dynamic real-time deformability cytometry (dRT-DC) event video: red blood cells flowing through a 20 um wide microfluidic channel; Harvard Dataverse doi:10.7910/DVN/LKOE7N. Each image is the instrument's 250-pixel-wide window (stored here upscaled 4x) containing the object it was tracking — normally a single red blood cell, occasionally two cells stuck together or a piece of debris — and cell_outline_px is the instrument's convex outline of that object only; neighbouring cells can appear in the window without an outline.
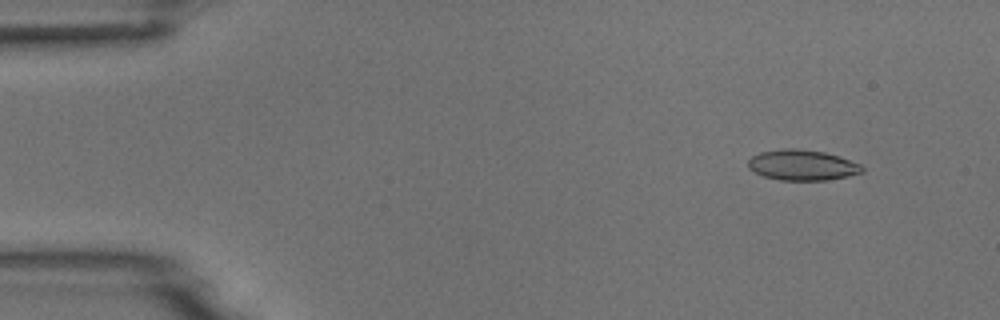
{"species": "common noctule bat (a hibernating species)", "species_latin": "Nyctalus noctula", "temperature_condition": "room temperature", "stored_images_in_passage": 6, "camera_frame_rate_fps": 3000, "um_per_image_px": 0.085, "animal": {"sex": "male", "body_mass_g": 18.8}, "frame": {"image": 1, "passage_image": 2, "time_ms": 1.0, "image_size_px": [1000, 320], "cell_outline_px": [[864, 172], [848, 176], [828, 180], [780, 180], [764, 176], [748, 168], [748, 160], [752, 156], [760, 152], [784, 148], [796, 148], [824, 152], [860, 164], [864, 168]], "centroid_in_image_um": [68.18, 14.03], "position_along_channel_um": 16.8, "area_um2": 20.17}}
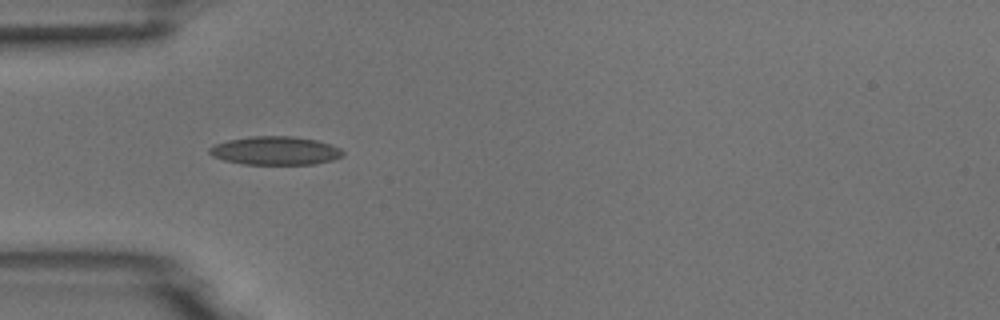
{"frame": {"image": 2, "passage_image": 5, "time_ms": 4.667, "image_size_px": [1000, 320], "cell_outline_px": [[344, 156], [332, 160], [312, 164], [244, 164], [224, 160], [212, 156], [208, 152], [208, 148], [216, 144], [228, 140], [248, 136], [292, 136], [316, 140], [332, 144], [340, 148], [344, 152]], "centroid_in_image_um": [23.41, 12.8], "position_along_channel_um": 61.6, "area_um2": 22.2}}